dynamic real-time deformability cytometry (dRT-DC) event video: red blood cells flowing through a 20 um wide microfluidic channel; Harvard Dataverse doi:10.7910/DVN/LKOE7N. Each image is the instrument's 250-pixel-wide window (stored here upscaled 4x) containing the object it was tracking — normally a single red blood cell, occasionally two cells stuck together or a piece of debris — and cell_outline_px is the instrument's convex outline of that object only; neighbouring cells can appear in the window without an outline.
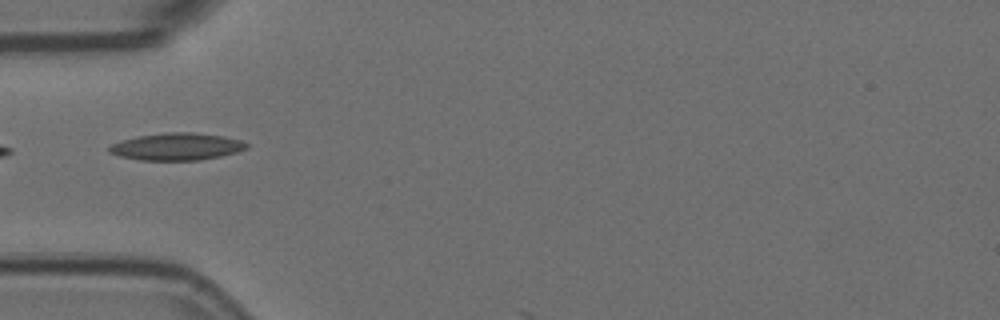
{"species": "Egyptian fruit bat (a non-hibernating species)", "species_latin": "Rousettus aegyptiacus", "temperature_condition": "room temperature", "stored_images_in_passage": 3, "camera_frame_rate_fps": 3000, "um_per_image_px": 0.085, "animal": {"sex": "female"}, "frame": {"image": 1, "passage_image": 3, "time_ms": 0.667, "image_size_px": [1000, 320], "cell_outline_px": [[248, 148], [236, 152], [220, 156], [200, 160], [140, 160], [120, 156], [108, 152], [108, 148], [112, 144], [120, 140], [136, 136], [168, 132], [192, 132], [224, 136], [240, 140], [248, 144]], "centroid_in_image_um": [15.0, 12.46], "position_along_channel_um": 70.0, "area_um2": 21.79}}